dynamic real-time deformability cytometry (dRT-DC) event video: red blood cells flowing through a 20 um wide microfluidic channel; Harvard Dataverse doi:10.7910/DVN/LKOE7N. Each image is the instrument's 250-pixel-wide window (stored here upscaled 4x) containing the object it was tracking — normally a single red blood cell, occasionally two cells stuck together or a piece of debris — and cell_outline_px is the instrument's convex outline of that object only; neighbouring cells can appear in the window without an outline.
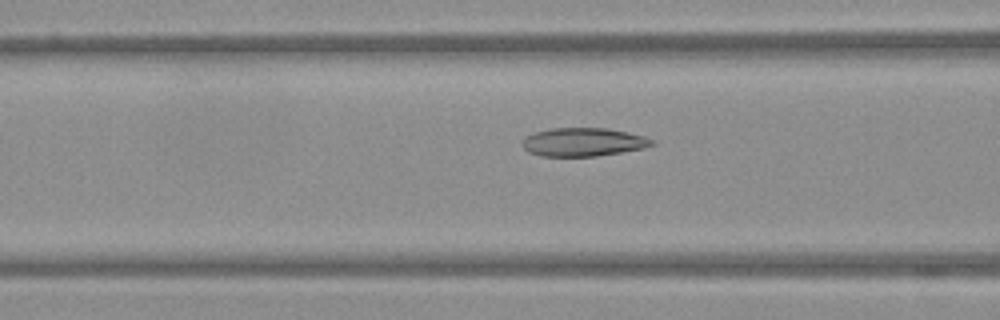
{"species": "Egyptian fruit bat (a non-hibernating species)", "species_latin": "Rousettus aegyptiacus", "temperature_condition": "warm", "stored_images_in_passage": 34, "camera_frame_rate_fps": 3000, "um_per_image_px": 0.085, "frame": {"image": 1, "passage_image": 8, "time_ms": 2.333, "image_size_px": [1000, 320], "cell_outline_px": [[656, 144], [644, 148], [596, 156], [540, 156], [528, 152], [524, 148], [524, 136], [532, 132], [552, 128], [608, 128], [628, 132], [644, 136], [656, 140]], "centroid_in_image_um": [49.59, 12.07], "position_along_channel_um": 117.0, "area_um2": 21.62}}
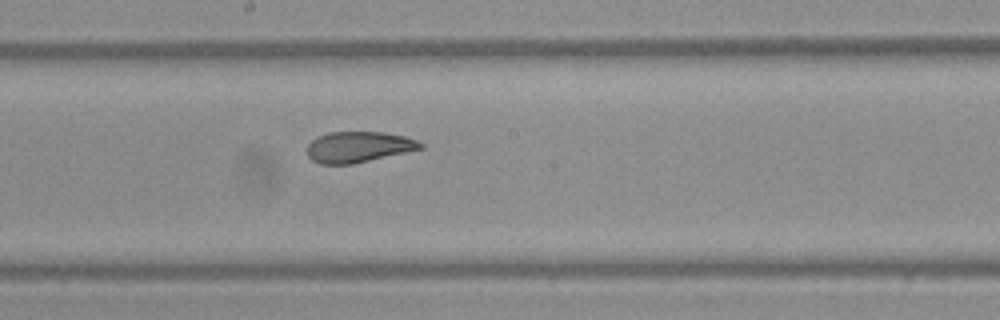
{"frame": {"image": 2, "passage_image": 16, "time_ms": 5.0, "image_size_px": [1000, 320], "cell_outline_px": [[424, 148], [352, 164], [320, 164], [312, 160], [308, 156], [308, 144], [316, 136], [328, 132], [384, 132], [404, 136], [416, 140], [424, 144]], "centroid_in_image_um": [30.46, 12.48], "position_along_channel_um": 217.7, "area_um2": 20.35}}
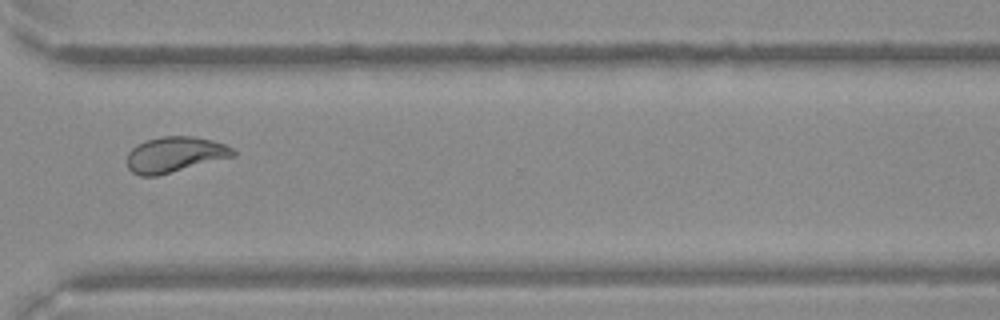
{"frame": {"image": 3, "passage_image": 27, "time_ms": 8.667, "image_size_px": [1000, 320], "cell_outline_px": [[236, 156], [156, 176], [140, 176], [132, 172], [128, 168], [128, 152], [136, 144], [160, 136], [196, 136], [212, 140], [224, 144], [232, 148], [236, 152]], "centroid_in_image_um": [14.87, 13.13], "position_along_channel_um": 355.7, "area_um2": 22.02}}